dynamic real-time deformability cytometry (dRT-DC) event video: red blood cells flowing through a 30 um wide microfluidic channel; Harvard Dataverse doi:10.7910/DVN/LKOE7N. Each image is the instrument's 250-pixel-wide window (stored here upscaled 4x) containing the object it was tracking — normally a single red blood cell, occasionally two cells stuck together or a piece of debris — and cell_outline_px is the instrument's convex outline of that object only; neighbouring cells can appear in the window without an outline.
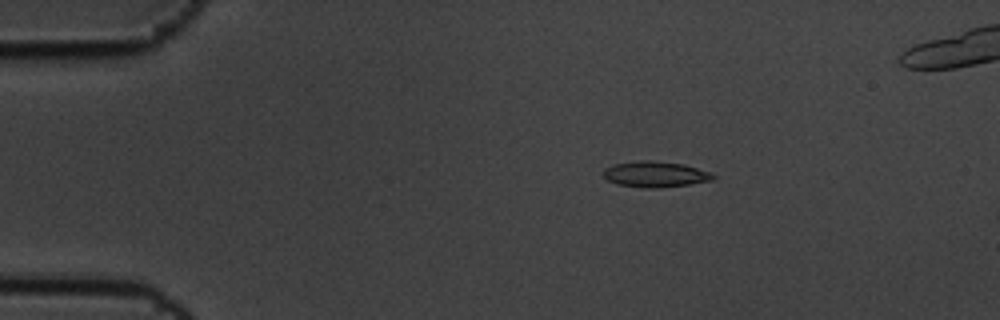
{"species": "common noctule bat (a hibernating species)", "species_latin": "Nyctalus noctula", "temperature_condition": "cold", "stored_images_in_passage": 6, "camera_frame_rate_fps": 3000, "um_per_image_px": 0.085, "animal": {"sex": "male", "body_mass_g": 19.5, "forearm_length_mm": 54.6}, "frame": {"image": 1, "passage_image": 3, "time_ms": 0.667, "image_size_px": [1000, 320], "cell_outline_px": [[716, 176], [712, 180], [688, 184], [656, 188], [644, 188], [616, 184], [608, 180], [604, 176], [604, 168], [616, 164], [640, 160], [648, 160], [684, 164], [712, 172]], "centroid_in_image_um": [55.71, 14.81], "position_along_channel_um": 29.3, "area_um2": 16.42}}